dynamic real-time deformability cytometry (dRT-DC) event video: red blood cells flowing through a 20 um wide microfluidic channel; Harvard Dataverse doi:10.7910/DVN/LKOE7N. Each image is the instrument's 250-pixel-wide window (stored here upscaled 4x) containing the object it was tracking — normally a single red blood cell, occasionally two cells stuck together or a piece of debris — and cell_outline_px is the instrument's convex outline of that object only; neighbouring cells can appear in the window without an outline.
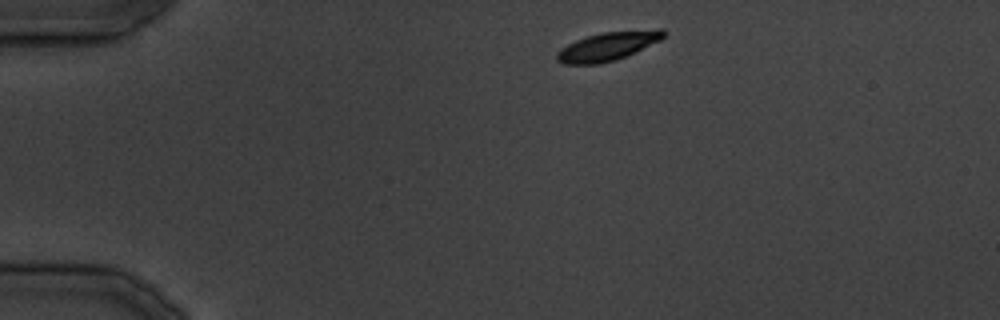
{"species": "common noctule bat (a hibernating species)", "species_latin": "Nyctalus noctula", "temperature_condition": "cold", "stored_images_in_passage": 8, "camera_frame_rate_fps": 3000, "um_per_image_px": 0.085, "animal": {"sex": "male", "body_mass_g": 19.5, "forearm_length_mm": 54.6}, "frame": {"image": 1, "passage_image": 1, "time_ms": 0.0, "image_size_px": [1000, 320], "cell_outline_px": [[668, 32], [660, 40], [616, 60], [600, 64], [564, 64], [556, 60], [556, 52], [560, 48], [576, 40], [588, 36], [604, 32], [660, 28]], "centroid_in_image_um": [51.65, 3.93], "position_along_channel_um": 33.3, "area_um2": 17.74}}
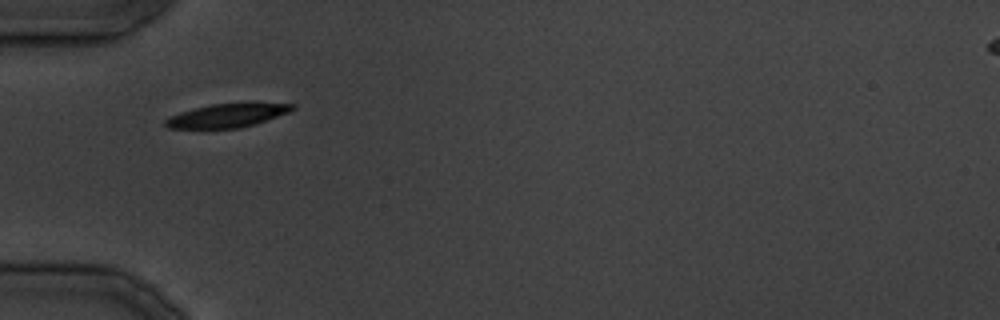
{"frame": {"image": 2, "passage_image": 6, "time_ms": 5.667, "image_size_px": [1000, 320], "cell_outline_px": [[296, 108], [288, 112], [256, 124], [240, 128], [168, 128], [164, 124], [164, 120], [168, 116], [180, 112], [212, 104], [296, 104]], "centroid_in_image_um": [19.26, 9.84], "position_along_channel_um": 65.7, "area_um2": 17.05}}